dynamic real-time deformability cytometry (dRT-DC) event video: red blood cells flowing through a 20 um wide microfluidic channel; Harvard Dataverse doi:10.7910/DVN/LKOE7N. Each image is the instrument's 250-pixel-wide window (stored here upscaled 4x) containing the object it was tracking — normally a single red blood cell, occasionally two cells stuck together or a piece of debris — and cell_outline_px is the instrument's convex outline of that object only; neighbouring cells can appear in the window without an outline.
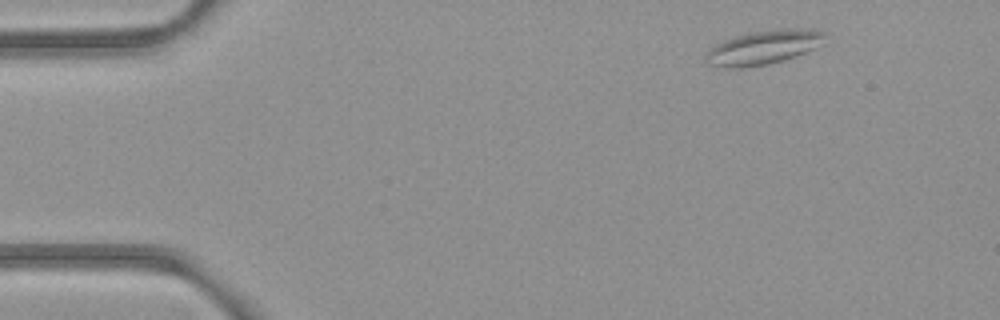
{"species": "common noctule bat (a hibernating species)", "species_latin": "Nyctalus noctula", "temperature_condition": "room temperature", "stored_images_in_passage": 4, "camera_frame_rate_fps": 3000, "um_per_image_px": 0.085, "animal": {"sex": "female", "body_mass_g": 21.9}, "frame": {"image": 1, "passage_image": 1, "time_ms": 0.0, "image_size_px": [1000, 320], "cell_outline_px": [[824, 36], [812, 48], [796, 56], [784, 60], [768, 64], [740, 68], [712, 68], [704, 60], [704, 52], [708, 48], [724, 40], [736, 36], [752, 32], [784, 28], [788, 28], [824, 32]], "centroid_in_image_um": [64.69, 4.07], "position_along_channel_um": 20.3, "area_um2": 23.35}}